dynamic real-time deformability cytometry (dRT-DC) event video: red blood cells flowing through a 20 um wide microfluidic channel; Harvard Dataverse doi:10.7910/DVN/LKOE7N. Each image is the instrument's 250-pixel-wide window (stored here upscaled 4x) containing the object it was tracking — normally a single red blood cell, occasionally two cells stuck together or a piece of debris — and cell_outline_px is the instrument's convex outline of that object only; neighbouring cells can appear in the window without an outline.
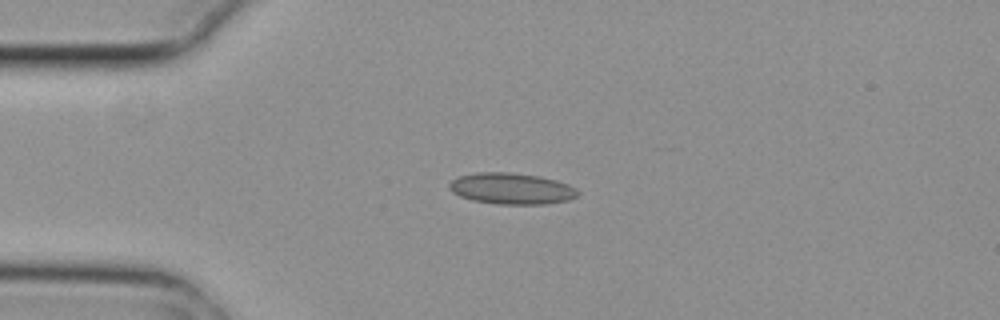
{"species": "common noctule bat (a hibernating species)", "species_latin": "Nyctalus noctula", "temperature_condition": "cold", "stored_images_in_passage": 6, "camera_frame_rate_fps": 3000, "um_per_image_px": 0.085, "animal": {"sex": "female", "body_mass_g": 29.2, "forearm_length_mm": 56.3}, "frame": {"image": 1, "passage_image": 2, "time_ms": 0.333, "image_size_px": [1000, 320], "cell_outline_px": [[580, 192], [576, 196], [568, 200], [544, 204], [500, 204], [472, 200], [460, 196], [452, 192], [448, 188], [448, 184], [452, 180], [460, 176], [476, 172], [508, 172], [540, 176], [556, 180], [568, 184], [576, 188]], "centroid_in_image_um": [43.47, 16.02], "position_along_channel_um": 41.5, "area_um2": 23.41}}
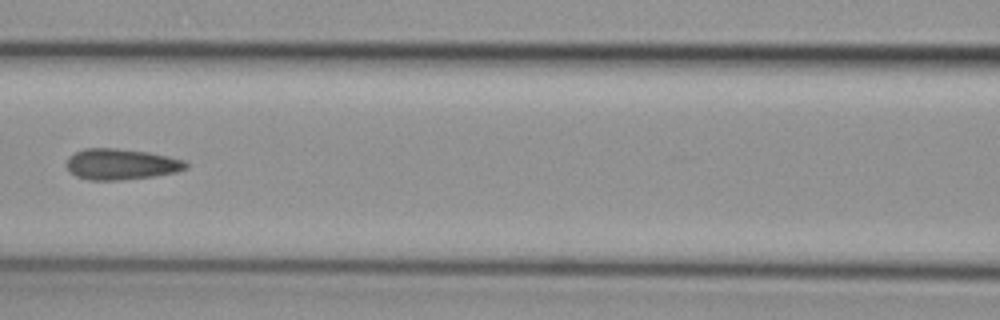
{"frame": {"image": 2, "passage_image": 5, "time_ms": 1.333, "image_size_px": [1000, 320], "cell_outline_px": [[188, 168], [176, 172], [156, 176], [124, 180], [88, 180], [76, 176], [68, 172], [64, 164], [68, 156], [84, 148], [116, 148], [148, 152], [168, 156], [184, 160], [188, 164]], "centroid_in_image_um": [10.26, 13.96], "position_along_channel_um": 156.3, "area_um2": 21.91}}
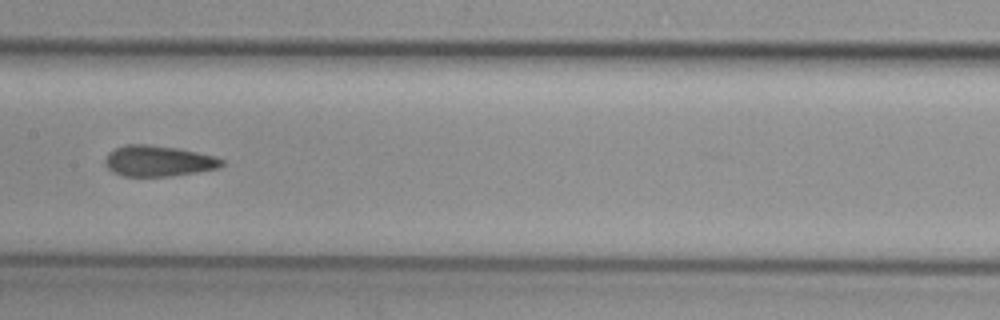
{"frame": {"image": 3, "passage_image": 6, "time_ms": 1.667, "image_size_px": [1000, 320], "cell_outline_px": [[224, 164], [220, 168], [196, 172], [168, 176], [124, 176], [112, 172], [104, 164], [104, 160], [108, 152], [124, 144], [148, 144], [176, 148], [216, 156], [224, 160]], "centroid_in_image_um": [13.44, 13.68], "position_along_channel_um": 194.0, "area_um2": 21.04}}